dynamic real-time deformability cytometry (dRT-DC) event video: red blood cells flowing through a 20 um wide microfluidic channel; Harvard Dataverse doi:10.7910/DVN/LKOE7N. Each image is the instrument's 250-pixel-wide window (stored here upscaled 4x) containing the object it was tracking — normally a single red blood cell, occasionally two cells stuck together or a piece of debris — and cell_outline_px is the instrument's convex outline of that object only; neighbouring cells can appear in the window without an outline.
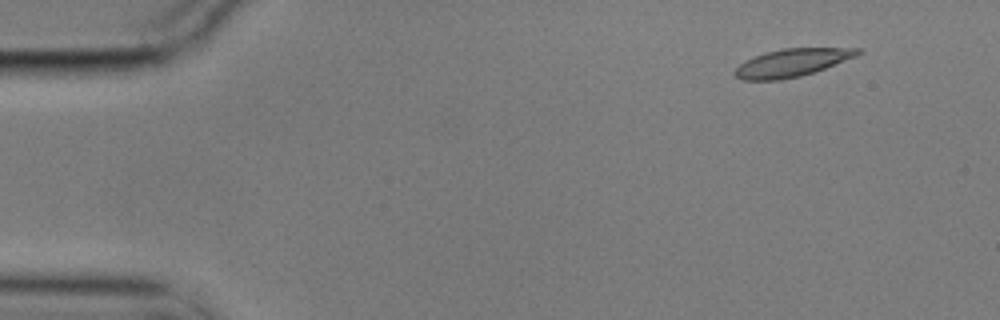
{"species": "common noctule bat (a hibernating species)", "species_latin": "Nyctalus noctula", "temperature_condition": "cold", "stored_images_in_passage": 57, "camera_frame_rate_fps": 3000, "um_per_image_px": 0.085, "animal": {"sex": "male", "body_mass_g": 17.9}, "frame": {"image": 1, "passage_image": 6, "time_ms": 1.667, "image_size_px": [1000, 320], "cell_outline_px": [[864, 52], [856, 56], [824, 68], [800, 76], [780, 80], [740, 80], [732, 72], [744, 60], [764, 52], [780, 48], [860, 48]], "centroid_in_image_um": [67.27, 5.32], "position_along_channel_um": 17.7, "area_um2": 19.94}}
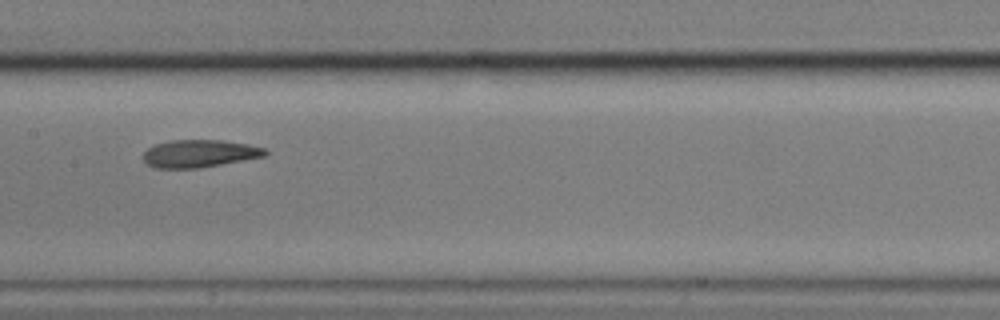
{"frame": {"image": 2, "passage_image": 29, "time_ms": 9.333, "image_size_px": [1000, 320], "cell_outline_px": [[268, 152], [264, 156], [200, 168], [156, 168], [148, 164], [144, 160], [144, 152], [148, 148], [156, 144], [172, 140], [220, 140], [248, 144], [264, 148]], "centroid_in_image_um": [16.95, 13.05], "position_along_channel_um": 190.5, "area_um2": 19.36}}
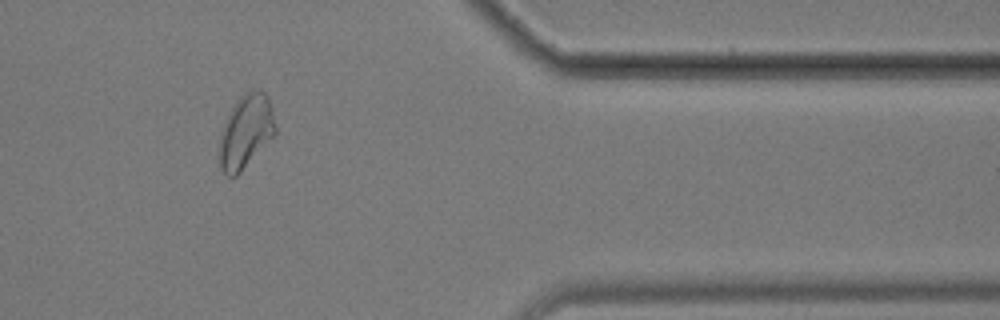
{"frame": {"image": 3, "passage_image": 48, "time_ms": 15.667, "image_size_px": [1000, 320], "cell_outline_px": [[276, 136], [236, 176], [228, 176], [220, 168], [216, 156], [220, 132], [236, 100], [244, 92], [260, 88], [268, 96], [272, 108], [276, 128]], "centroid_in_image_um": [20.89, 11.2], "position_along_channel_um": 390.5, "area_um2": 24.68}, "authors_computed_cell_mechanics": {"area_um2": 20.4034, "velocity_mm_per_s": 3.499, "shape_relaxation_time_tau1_ms": 6.6007, "shape_relaxation_time_tau2_ms": 3.0077, "deformation_change_tau1": 0.1812, "deformation_change_tau2": 0.1054}}